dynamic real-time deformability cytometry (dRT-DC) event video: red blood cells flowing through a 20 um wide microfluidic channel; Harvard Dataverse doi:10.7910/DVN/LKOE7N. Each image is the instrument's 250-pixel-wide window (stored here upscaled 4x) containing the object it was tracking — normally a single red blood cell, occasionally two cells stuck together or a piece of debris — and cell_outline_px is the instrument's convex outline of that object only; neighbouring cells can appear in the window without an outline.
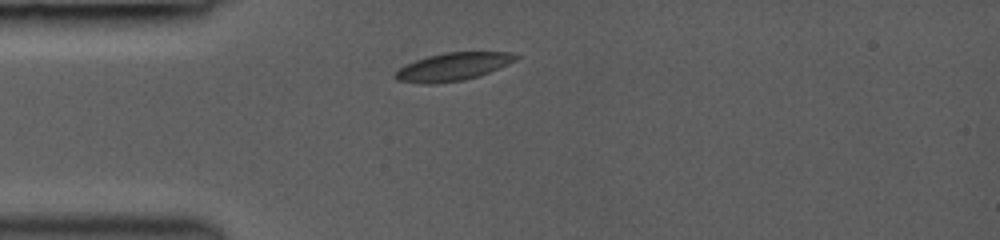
{"species": "common noctule bat (a hibernating species)", "species_latin": "Nyctalus noctula", "temperature_condition": "room temperature", "stored_images_in_passage": 11, "camera_frame_rate_fps": 3000, "um_per_image_px": 0.085, "animal": {"sex": "female", "body_mass_g": 19.0, "forearm_length_mm": 53.3}, "frame": {"image": 1, "passage_image": 1, "time_ms": 0.0, "image_size_px": [1000, 240], "cell_outline_px": [[520, 56], [516, 60], [508, 64], [480, 76], [464, 80], [436, 84], [420, 84], [396, 80], [392, 76], [400, 68], [416, 60], [428, 56], [444, 52], [512, 52]], "centroid_in_image_um": [38.5, 5.68], "position_along_channel_um": 46.5, "area_um2": 19.71}}
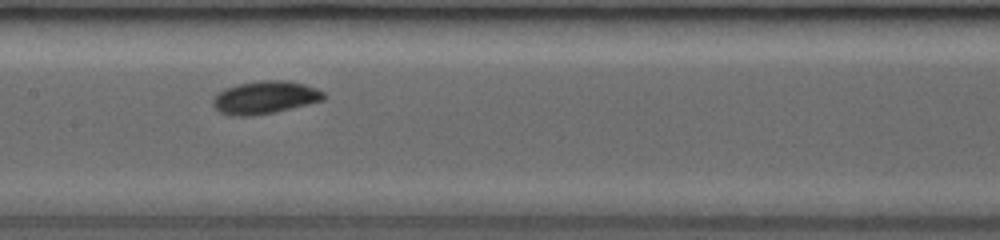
{"frame": {"image": 2, "passage_image": 7, "time_ms": 3.667, "image_size_px": [1000, 240], "cell_outline_px": [[328, 96], [324, 100], [276, 112], [252, 116], [228, 116], [220, 112], [212, 104], [212, 100], [224, 88], [236, 84], [264, 80], [284, 80], [304, 84], [316, 88], [324, 92]], "centroid_in_image_um": [22.54, 8.29], "position_along_channel_um": 184.9, "area_um2": 21.33}}
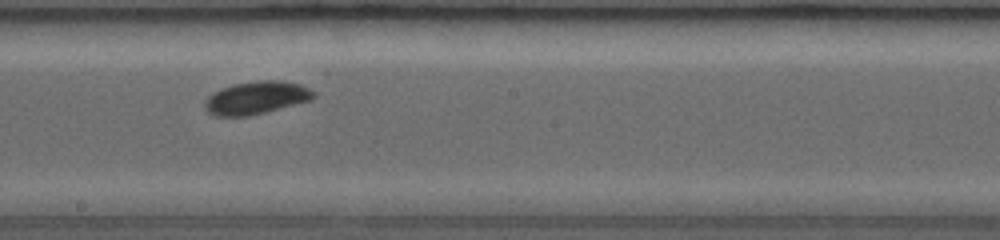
{"frame": {"image": 3, "passage_image": 10, "time_ms": 4.667, "image_size_px": [1000, 240], "cell_outline_px": [[316, 96], [312, 100], [248, 116], [216, 116], [208, 112], [204, 108], [204, 100], [212, 92], [220, 88], [232, 84], [256, 80], [280, 80], [300, 84], [316, 92]], "centroid_in_image_um": [21.77, 8.3], "position_along_channel_um": 226.4, "area_um2": 21.04}}